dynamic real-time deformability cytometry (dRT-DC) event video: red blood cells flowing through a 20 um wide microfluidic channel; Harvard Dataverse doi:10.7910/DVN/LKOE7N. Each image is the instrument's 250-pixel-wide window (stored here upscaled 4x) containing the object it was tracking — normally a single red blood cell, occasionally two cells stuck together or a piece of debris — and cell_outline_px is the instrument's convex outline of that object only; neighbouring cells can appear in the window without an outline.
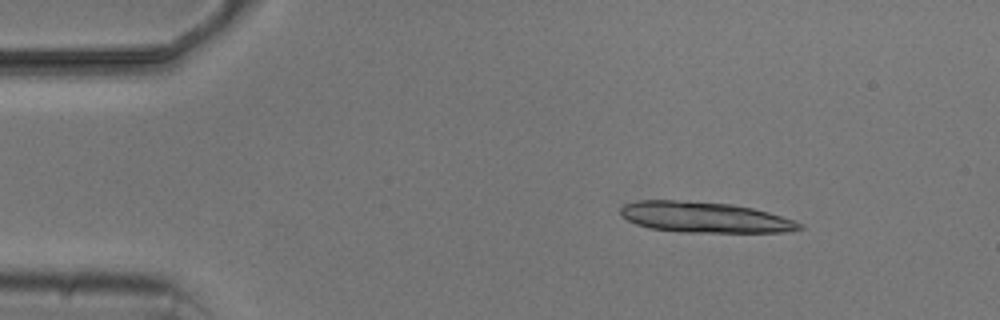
{"species": "common noctule bat (a hibernating species)", "species_latin": "Nyctalus noctula", "temperature_condition": "cold", "stored_images_in_passage": 4, "camera_frame_rate_fps": 3000, "um_per_image_px": 0.085, "animal": {"sex": "male", "body_mass_g": 20.5, "forearm_length_mm": 52.5}, "frame": {"image": 1, "passage_image": 2, "time_ms": 1.333, "image_size_px": [1000, 320], "cell_outline_px": [[804, 228], [784, 232], [684, 232], [648, 228], [636, 224], [620, 216], [620, 208], [624, 204], [636, 200], [676, 200], [732, 204], [752, 208], [768, 212], [804, 224]], "centroid_in_image_um": [59.85, 18.47], "position_along_channel_um": 25.2, "area_um2": 31.96}}